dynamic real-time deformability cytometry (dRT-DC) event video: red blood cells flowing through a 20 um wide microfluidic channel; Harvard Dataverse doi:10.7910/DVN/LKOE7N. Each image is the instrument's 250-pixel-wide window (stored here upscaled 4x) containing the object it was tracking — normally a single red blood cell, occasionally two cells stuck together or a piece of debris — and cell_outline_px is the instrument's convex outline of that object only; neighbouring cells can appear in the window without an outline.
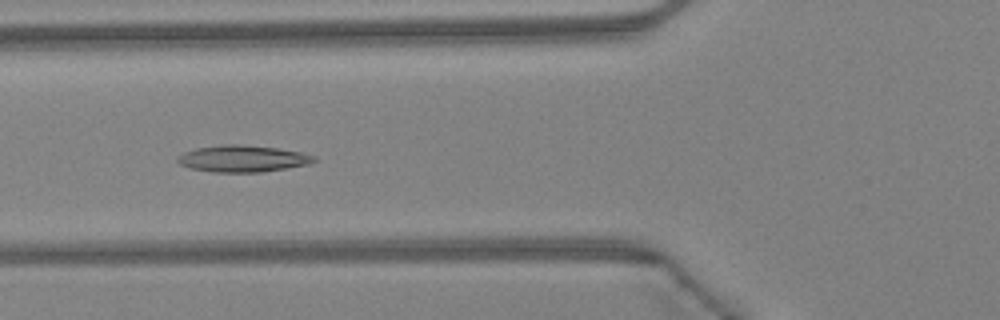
{"species": "Egyptian fruit bat (a non-hibernating species)", "species_latin": "Rousettus aegyptiacus", "temperature_condition": "warm", "stored_images_in_passage": 43, "camera_frame_rate_fps": 3000, "um_per_image_px": 0.085, "animal": {"sex": "female"}, "frame": {"image": 1, "passage_image": 14, "time_ms": 4.333, "image_size_px": [1000, 320], "cell_outline_px": [[316, 160], [308, 164], [260, 172], [212, 172], [192, 168], [180, 164], [176, 160], [184, 152], [196, 148], [224, 144], [240, 144], [276, 148], [300, 152], [316, 156]], "centroid_in_image_um": [20.62, 13.48], "position_along_channel_um": 105.2, "area_um2": 20.92}}
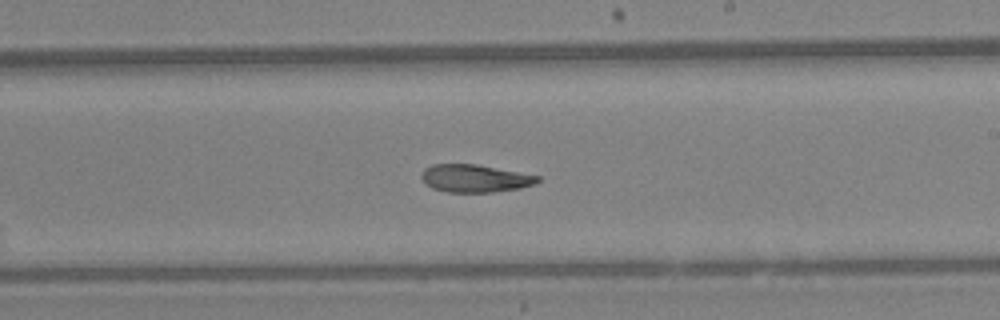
{"frame": {"image": 2, "passage_image": 24, "time_ms": 7.667, "image_size_px": [1000, 320], "cell_outline_px": [[540, 180], [536, 184], [520, 188], [492, 192], [448, 192], [432, 188], [420, 176], [424, 168], [432, 164], [476, 164], [540, 176]], "centroid_in_image_um": [40.38, 15.16], "position_along_channel_um": 248.6, "area_um2": 18.67}}
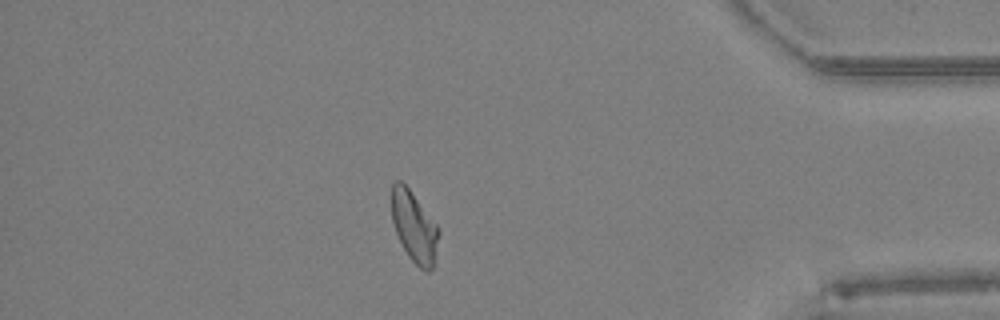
{"frame": {"image": 3, "passage_image": 37, "time_ms": 12.0, "image_size_px": [1000, 320], "cell_outline_px": [[440, 232], [432, 268], [428, 272], [424, 272], [408, 256], [396, 232], [392, 220], [392, 184], [396, 180], [400, 180], [408, 188], [436, 224]], "centroid_in_image_um": [35.2, 19.29], "position_along_channel_um": 400.0, "area_um2": 18.96}, "authors_computed_cell_mechanics": {"area_um2": 20.0566, "velocity_mm_per_s": 4.3249, "shape_relaxation_time_tau1_ms": null, "shape_relaxation_time_tau2_ms": 6.2489, "deformation_change_tau1": null, "deformation_change_tau2": 0.1304}}